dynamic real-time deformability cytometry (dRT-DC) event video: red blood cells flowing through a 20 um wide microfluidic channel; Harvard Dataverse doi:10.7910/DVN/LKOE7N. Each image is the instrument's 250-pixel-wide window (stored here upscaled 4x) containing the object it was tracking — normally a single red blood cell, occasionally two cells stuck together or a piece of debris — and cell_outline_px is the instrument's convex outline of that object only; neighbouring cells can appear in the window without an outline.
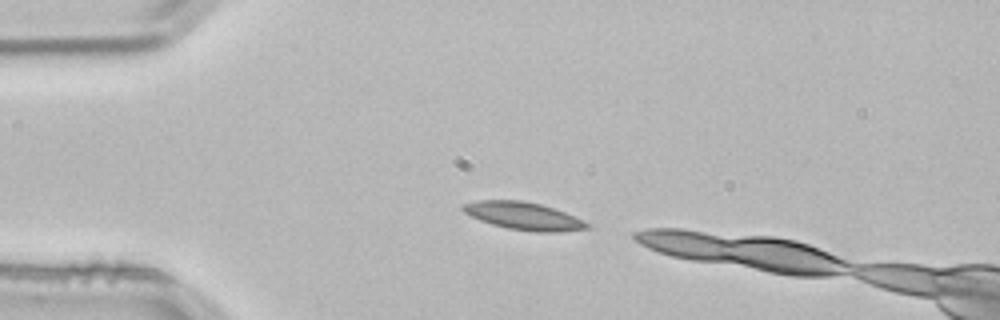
{"species": "common noctule bat (a hibernating species)", "species_latin": "Nyctalus noctula", "temperature_condition": "room temperature", "stored_images_in_passage": 2, "camera_frame_rate_fps": 3000, "um_per_image_px": 0.085, "animal": {"sex": "male", "body_mass_g": 21.5, "forearm_length_mm": 52.0}, "frame": {"image": 1, "passage_image": 1, "time_ms": 0.0, "image_size_px": [1000, 320], "cell_outline_px": [[592, 228], [560, 232], [536, 232], [508, 228], [492, 224], [480, 220], [464, 212], [460, 208], [460, 204], [476, 200], [520, 200], [540, 204], [564, 212], [584, 220], [592, 224]], "centroid_in_image_um": [44.52, 18.36], "position_along_channel_um": 40.5, "area_um2": 20.11}}